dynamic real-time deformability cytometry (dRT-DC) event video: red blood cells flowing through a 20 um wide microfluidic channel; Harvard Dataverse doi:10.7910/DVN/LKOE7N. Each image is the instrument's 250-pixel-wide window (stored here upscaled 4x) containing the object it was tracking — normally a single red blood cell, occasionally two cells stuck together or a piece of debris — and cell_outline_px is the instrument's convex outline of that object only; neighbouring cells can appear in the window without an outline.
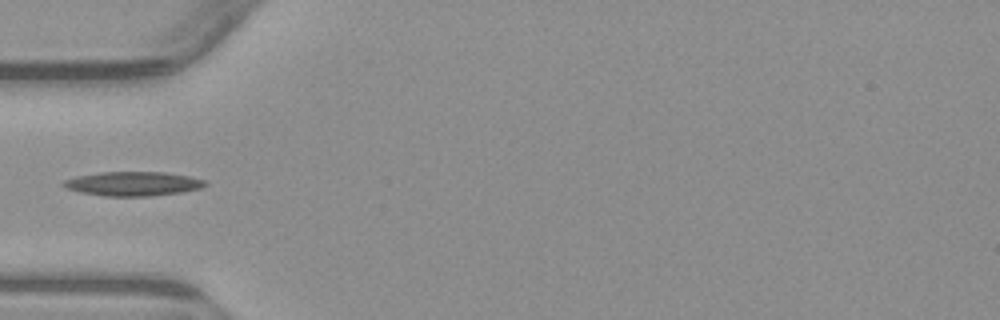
{"species": "common noctule bat (a hibernating species)", "species_latin": "Nyctalus noctula", "temperature_condition": "warm", "stored_images_in_passage": 5, "camera_frame_rate_fps": 3000, "um_per_image_px": 0.085, "animal": {"sex": "male", "body_mass_g": 23.1, "forearm_length_mm": 52.7}, "frame": {"image": 1, "passage_image": 4, "time_ms": 4.333, "image_size_px": [1000, 320], "cell_outline_px": [[208, 184], [200, 188], [180, 192], [148, 196], [104, 196], [80, 192], [64, 188], [60, 184], [64, 180], [76, 176], [100, 172], [164, 172], [188, 176], [204, 180]], "centroid_in_image_um": [11.24, 15.61], "position_along_channel_um": 73.8, "area_um2": 19.94}}
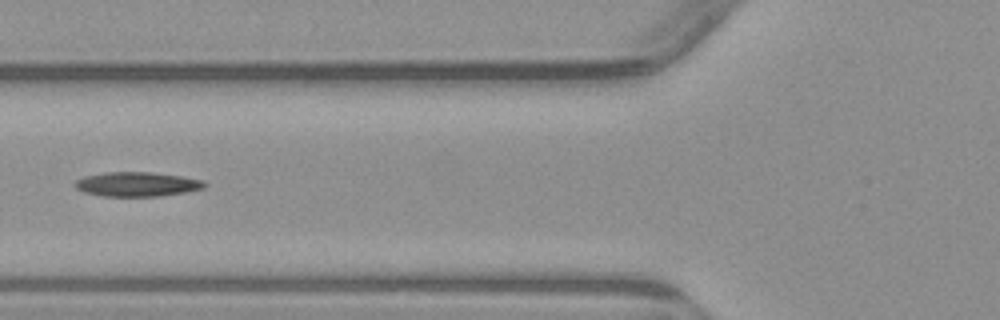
{"frame": {"image": 2, "passage_image": 5, "time_ms": 5.333, "image_size_px": [1000, 320], "cell_outline_px": [[208, 184], [204, 188], [184, 192], [160, 196], [100, 196], [84, 192], [76, 188], [72, 184], [76, 180], [84, 176], [104, 172], [152, 172], [180, 176], [204, 180]], "centroid_in_image_um": [11.62, 15.65], "position_along_channel_um": 114.2, "area_um2": 18.55}}